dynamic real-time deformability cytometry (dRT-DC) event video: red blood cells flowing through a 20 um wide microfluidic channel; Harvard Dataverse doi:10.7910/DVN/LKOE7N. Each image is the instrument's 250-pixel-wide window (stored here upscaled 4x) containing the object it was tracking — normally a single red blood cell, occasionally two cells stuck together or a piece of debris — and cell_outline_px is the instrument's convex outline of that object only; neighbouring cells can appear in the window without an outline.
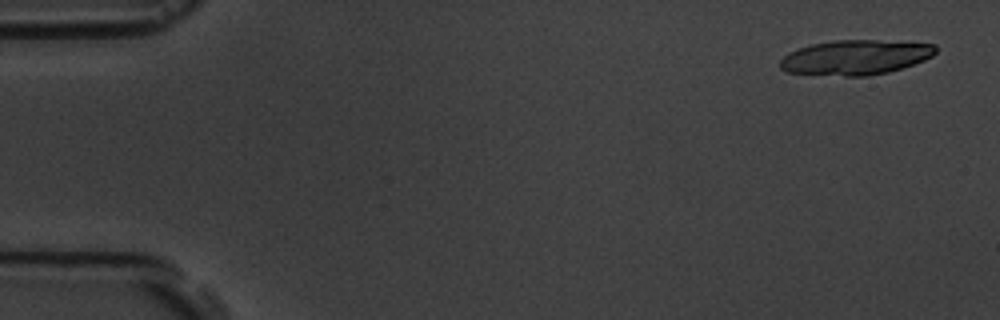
{"species": "common noctule bat (a hibernating species)", "species_latin": "Nyctalus noctula", "temperature_condition": "room temperature", "stored_images_in_passage": 11, "camera_frame_rate_fps": 3000, "um_per_image_px": 0.085, "animal": {"sex": "male", "body_mass_g": 19.5, "forearm_length_mm": 54.6}, "frame": {"image": 1, "passage_image": 1, "time_ms": 0.0, "image_size_px": [1000, 320], "cell_outline_px": [[936, 52], [932, 56], [924, 60], [888, 72], [868, 76], [844, 76], [784, 72], [780, 68], [780, 60], [788, 52], [812, 44], [832, 40], [876, 40], [936, 44]], "centroid_in_image_um": [72.69, 4.87], "position_along_channel_um": 12.3, "area_um2": 31.5}}
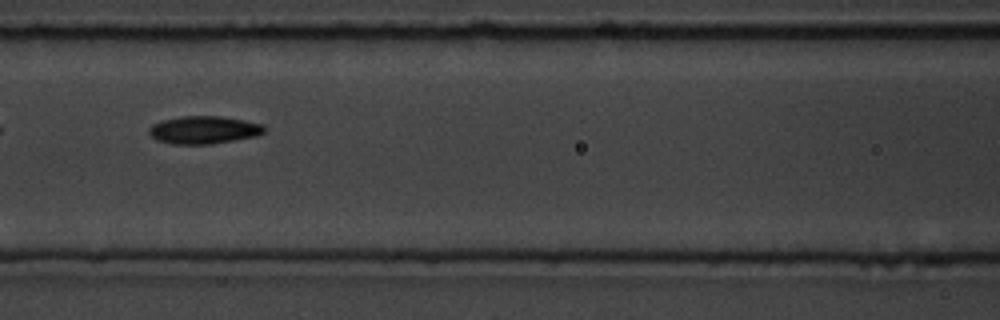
{"frame": {"image": 2, "passage_image": 7, "time_ms": 7.667, "image_size_px": [1000, 320], "cell_outline_px": [[264, 132], [256, 136], [212, 144], [172, 144], [156, 140], [148, 132], [148, 128], [152, 124], [164, 120], [184, 116], [220, 116], [244, 120], [264, 124]], "centroid_in_image_um": [17.32, 11.04], "position_along_channel_um": 149.3, "area_um2": 18.61}}
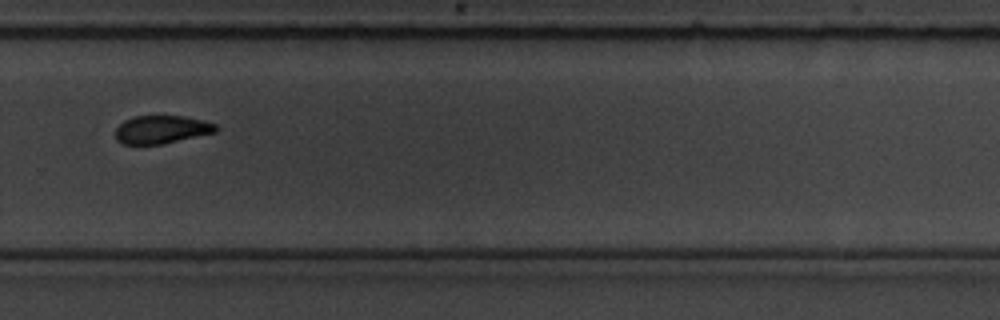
{"frame": {"image": 3, "passage_image": 11, "time_ms": 12.333, "image_size_px": [1000, 320], "cell_outline_px": [[220, 128], [216, 132], [160, 144], [124, 144], [116, 140], [116, 128], [124, 120], [132, 116], [184, 116], [204, 120], [216, 124]], "centroid_in_image_um": [13.74, 10.99], "position_along_channel_um": 316.1, "area_um2": 16.42}}